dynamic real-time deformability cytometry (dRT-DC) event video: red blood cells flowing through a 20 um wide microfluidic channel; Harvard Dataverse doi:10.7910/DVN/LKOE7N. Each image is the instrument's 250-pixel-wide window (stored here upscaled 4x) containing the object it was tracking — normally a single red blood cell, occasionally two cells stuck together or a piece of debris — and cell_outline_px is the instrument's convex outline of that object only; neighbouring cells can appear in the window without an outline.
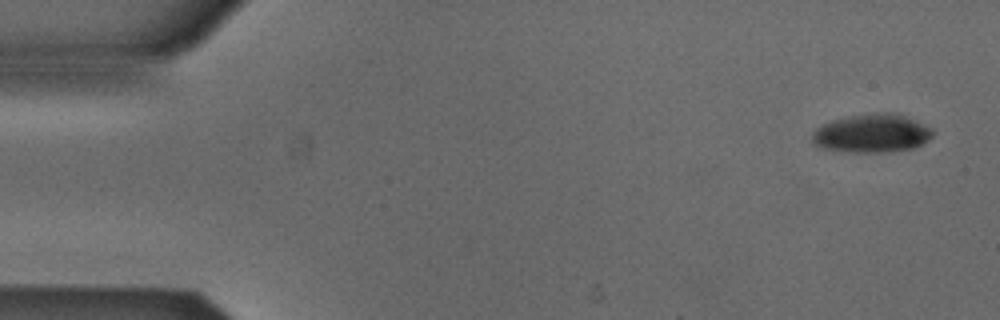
{"species": "Egyptian fruit bat (a non-hibernating species)", "species_latin": "Rousettus aegyptiacus", "temperature_condition": "cold", "stored_images_in_passage": 3, "camera_frame_rate_fps": 3000, "um_per_image_px": 0.085, "animal": {"sex": "male"}, "frame": {"image": 1, "passage_image": 3, "time_ms": 0.667, "image_size_px": [1000, 320], "cell_outline_px": [[932, 136], [928, 140], [912, 148], [876, 152], [856, 152], [824, 148], [816, 144], [812, 140], [812, 132], [820, 124], [832, 120], [848, 116], [876, 112], [896, 112], [932, 128]], "centroid_in_image_um": [74.09, 11.3], "position_along_channel_um": 10.9, "area_um2": 26.76}}